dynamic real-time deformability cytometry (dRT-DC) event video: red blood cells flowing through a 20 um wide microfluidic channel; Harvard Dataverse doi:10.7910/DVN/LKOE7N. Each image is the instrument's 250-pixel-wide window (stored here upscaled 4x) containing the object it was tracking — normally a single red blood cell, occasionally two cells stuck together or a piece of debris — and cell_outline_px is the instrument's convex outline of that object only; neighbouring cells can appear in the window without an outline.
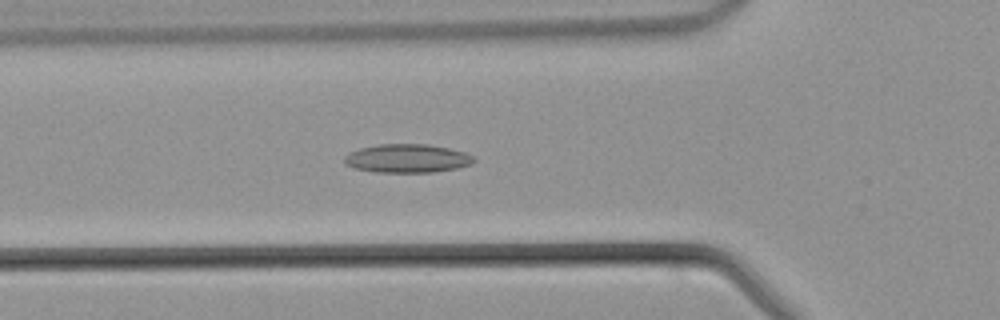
{"species": "common noctule bat (a hibernating species)", "species_latin": "Nyctalus noctula", "temperature_condition": "warm", "stored_images_in_passage": 34, "camera_frame_rate_fps": 3000, "um_per_image_px": 0.085, "animal": {"sex": "male", "body_mass_g": 21.5, "forearm_length_mm": 52.0}, "frame": {"image": 1, "passage_image": 9, "time_ms": 2.667, "image_size_px": [1000, 320], "cell_outline_px": [[476, 160], [472, 164], [456, 168], [432, 172], [376, 172], [356, 168], [344, 164], [344, 156], [360, 148], [380, 144], [428, 144], [448, 148], [464, 152], [472, 156]], "centroid_in_image_um": [34.62, 13.46], "position_along_channel_um": 91.2, "area_um2": 21.39}}
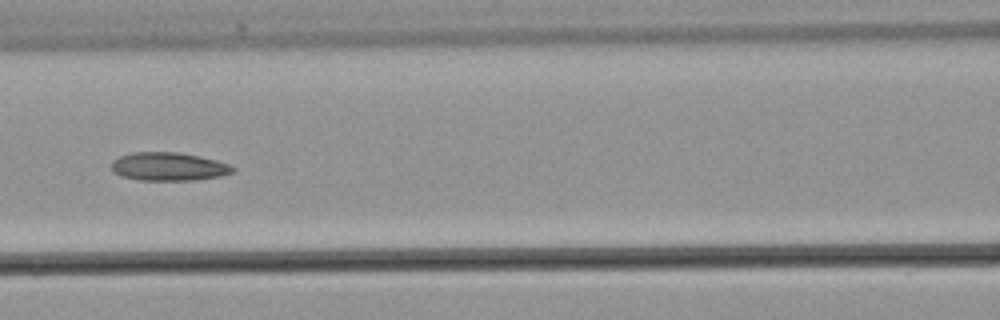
{"frame": {"image": 2, "passage_image": 13, "time_ms": 4.0, "image_size_px": [1000, 320], "cell_outline_px": [[236, 168], [232, 172], [220, 176], [196, 180], [140, 180], [120, 176], [112, 172], [112, 160], [120, 156], [132, 152], [180, 152], [216, 160], [228, 164]], "centroid_in_image_um": [14.3, 14.16], "position_along_channel_um": 152.3, "area_um2": 20.06}}
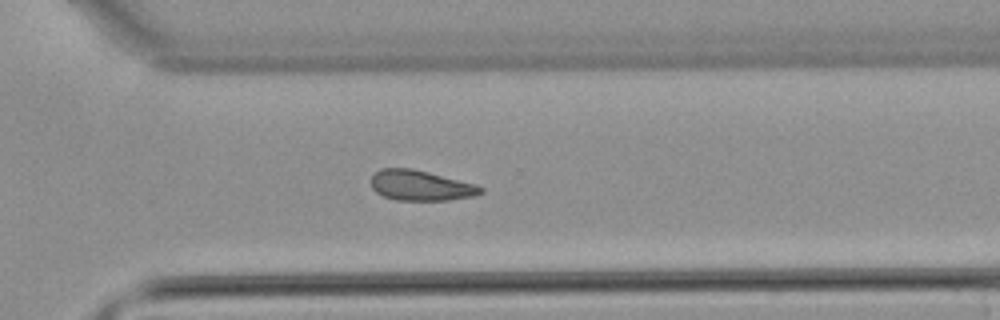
{"frame": {"image": 3, "passage_image": 25, "time_ms": 8.0, "image_size_px": [1000, 320], "cell_outline_px": [[484, 192], [472, 196], [448, 200], [396, 200], [384, 196], [376, 192], [372, 188], [368, 180], [380, 168], [412, 168], [476, 184], [484, 188]], "centroid_in_image_um": [35.72, 15.76], "position_along_channel_um": 334.9, "area_um2": 19.42}}